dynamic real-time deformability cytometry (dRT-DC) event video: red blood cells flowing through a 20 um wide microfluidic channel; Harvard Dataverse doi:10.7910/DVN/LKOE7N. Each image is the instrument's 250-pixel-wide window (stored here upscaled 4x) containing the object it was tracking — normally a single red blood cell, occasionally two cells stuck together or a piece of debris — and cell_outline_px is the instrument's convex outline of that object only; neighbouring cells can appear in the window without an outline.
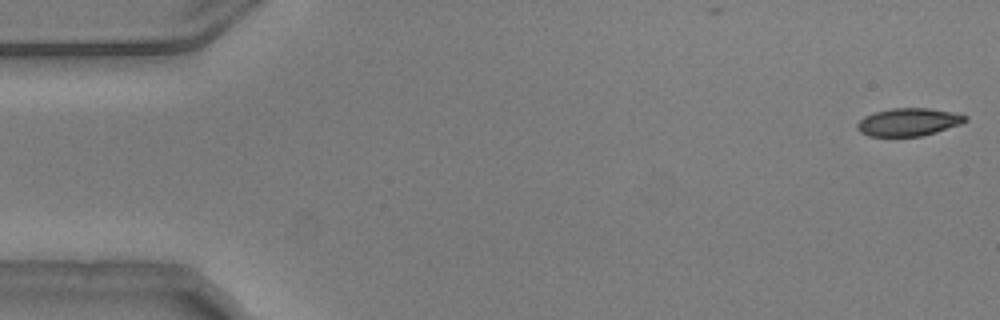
{"species": "common noctule bat (a hibernating species)", "species_latin": "Nyctalus noctula", "temperature_condition": "warm", "stored_images_in_passage": 54, "camera_frame_rate_fps": 3000, "um_per_image_px": 0.085, "animal": {"sex": "male", "body_mass_g": 20.5, "forearm_length_mm": 52.5}, "frame": {"image": 1, "passage_image": 1, "time_ms": 0.0, "image_size_px": [1000, 320], "cell_outline_px": [[968, 120], [960, 124], [936, 132], [920, 136], [868, 136], [860, 132], [856, 128], [856, 124], [864, 116], [876, 112], [892, 108], [928, 108], [952, 112], [968, 116]], "centroid_in_image_um": [77.21, 10.37], "position_along_channel_um": 7.8, "area_um2": 17.46}}
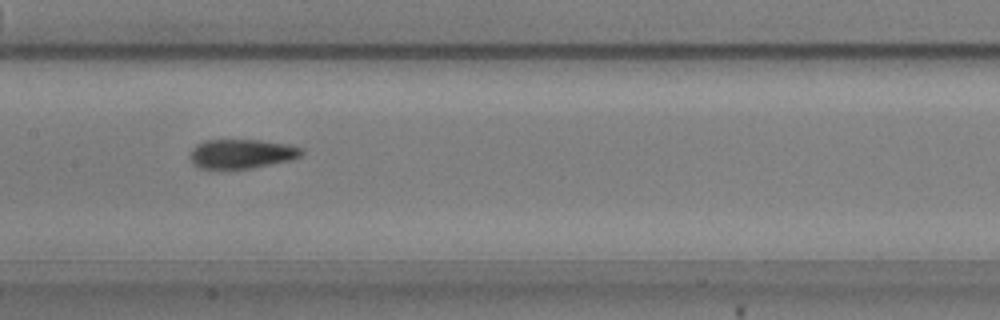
{"frame": {"image": 2, "passage_image": 26, "time_ms": 8.333, "image_size_px": [1000, 320], "cell_outline_px": [[304, 152], [300, 156], [292, 160], [252, 168], [224, 172], [200, 168], [192, 164], [188, 156], [192, 148], [196, 144], [204, 140], [260, 140], [288, 144], [304, 148]], "centroid_in_image_um": [20.48, 13.11], "position_along_channel_um": 186.9, "area_um2": 20.0}}
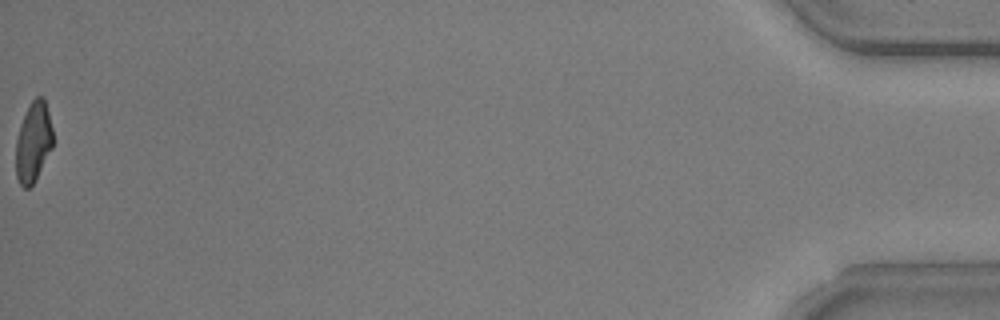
{"frame": {"image": 3, "passage_image": 54, "time_ms": 17.667, "image_size_px": [1000, 320], "cell_outline_px": [[52, 148], [36, 180], [28, 188], [24, 188], [20, 184], [16, 176], [16, 140], [20, 124], [32, 100], [36, 96], [44, 96], [52, 128]], "centroid_in_image_um": [2.83, 12.09], "position_along_channel_um": 432.4, "area_um2": 17.22}, "authors_computed_cell_mechanics": {"area_um2": 18.9295, "velocity_mm_per_s": 3.7524, "shape_relaxation_time_tau1_ms": 7.1565, "shape_relaxation_time_tau2_ms": 2.5895, "deformation_change_tau1": 0.1997, "deformation_change_tau2": 0.0929}}